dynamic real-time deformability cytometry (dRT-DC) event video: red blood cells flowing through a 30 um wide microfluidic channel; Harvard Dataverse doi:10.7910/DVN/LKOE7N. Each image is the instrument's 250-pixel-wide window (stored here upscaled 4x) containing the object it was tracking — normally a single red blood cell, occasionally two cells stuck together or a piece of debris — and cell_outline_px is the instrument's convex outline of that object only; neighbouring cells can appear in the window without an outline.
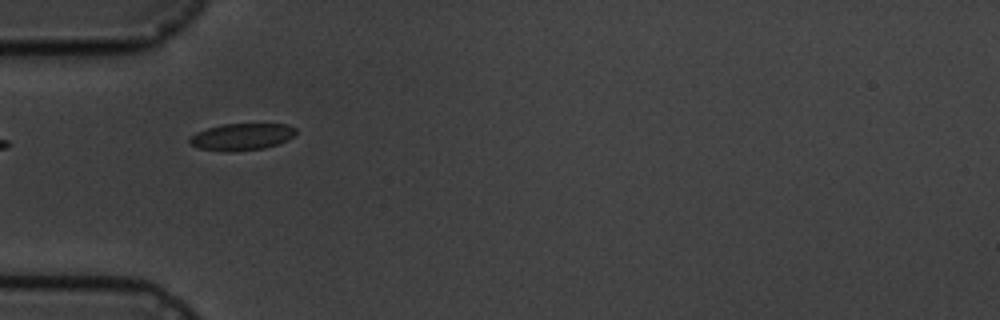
{"species": "common noctule bat (a hibernating species)", "species_latin": "Nyctalus noctula", "temperature_condition": "cold", "stored_images_in_passage": 6, "camera_frame_rate_fps": 3000, "um_per_image_px": 0.085, "animal": {"sex": "male", "body_mass_g": 19.5, "forearm_length_mm": 54.6}, "frame": {"image": 1, "passage_image": 6, "time_ms": 5.667, "image_size_px": [1000, 320], "cell_outline_px": [[296, 132], [288, 140], [264, 148], [228, 152], [224, 152], [196, 148], [188, 140], [196, 132], [208, 128], [224, 124], [288, 124], [296, 128]], "centroid_in_image_um": [20.54, 11.63], "position_along_channel_um": 64.5, "area_um2": 16.59}}